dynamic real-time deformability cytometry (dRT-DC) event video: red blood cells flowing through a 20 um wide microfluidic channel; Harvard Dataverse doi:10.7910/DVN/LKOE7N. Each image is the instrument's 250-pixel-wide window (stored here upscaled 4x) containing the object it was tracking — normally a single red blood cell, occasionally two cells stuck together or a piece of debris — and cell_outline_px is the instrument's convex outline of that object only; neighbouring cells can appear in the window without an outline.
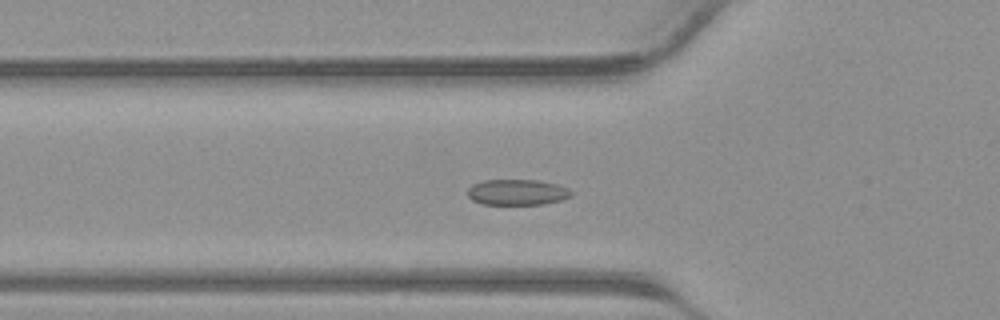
{"species": "common noctule bat (a hibernating species)", "species_latin": "Nyctalus noctula", "temperature_condition": "warm", "stored_images_in_passage": 40, "camera_frame_rate_fps": 3000, "um_per_image_px": 0.085, "animal": {"sex": "male", "body_mass_g": 23.1, "forearm_length_mm": 52.7}, "frame": {"image": 1, "passage_image": 15, "time_ms": 4.667, "image_size_px": [1000, 320], "cell_outline_px": [[572, 196], [560, 200], [544, 204], [484, 204], [472, 200], [468, 196], [468, 188], [472, 184], [484, 180], [540, 180], [556, 184], [568, 188], [572, 192]], "centroid_in_image_um": [43.96, 16.33], "position_along_channel_um": 81.8, "area_um2": 15.55}}
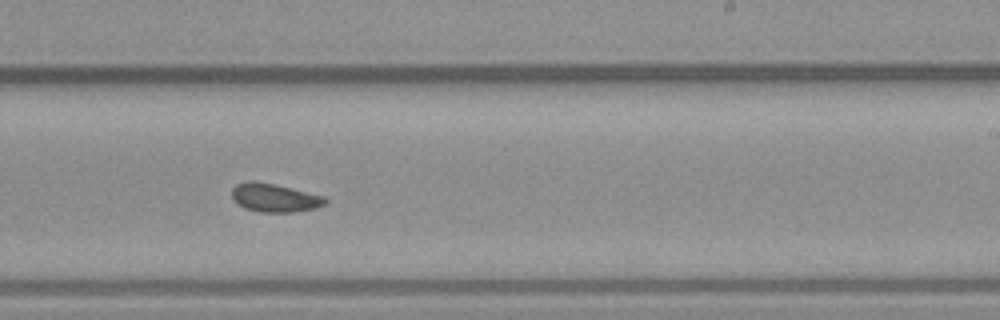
{"frame": {"image": 2, "passage_image": 26, "time_ms": 8.333, "image_size_px": [1000, 320], "cell_outline_px": [[328, 204], [316, 208], [292, 212], [260, 212], [244, 208], [232, 200], [232, 188], [236, 184], [248, 180], [252, 180], [276, 184], [324, 196], [328, 200]], "centroid_in_image_um": [23.34, 16.8], "position_along_channel_um": 265.7, "area_um2": 15.72}}
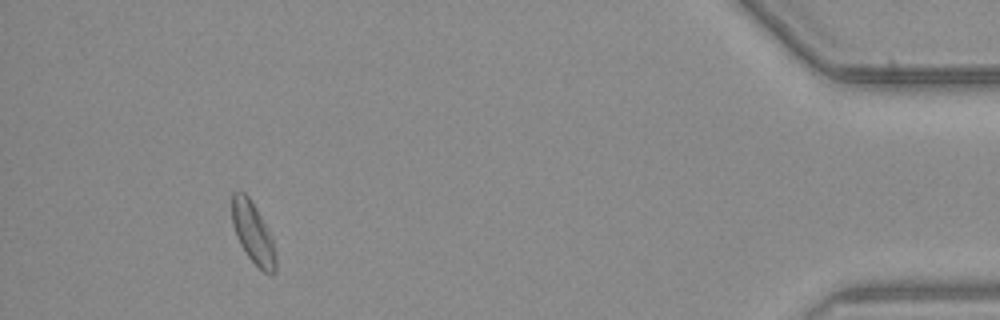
{"frame": {"image": 3, "passage_image": 39, "time_ms": 12.667, "image_size_px": [1000, 320], "cell_outline_px": [[276, 272], [264, 272], [248, 256], [240, 244], [236, 236], [232, 224], [232, 192], [244, 192], [248, 196], [260, 216], [272, 240], [276, 256]], "centroid_in_image_um": [21.48, 19.79], "position_along_channel_um": 413.7, "area_um2": 15.09}}